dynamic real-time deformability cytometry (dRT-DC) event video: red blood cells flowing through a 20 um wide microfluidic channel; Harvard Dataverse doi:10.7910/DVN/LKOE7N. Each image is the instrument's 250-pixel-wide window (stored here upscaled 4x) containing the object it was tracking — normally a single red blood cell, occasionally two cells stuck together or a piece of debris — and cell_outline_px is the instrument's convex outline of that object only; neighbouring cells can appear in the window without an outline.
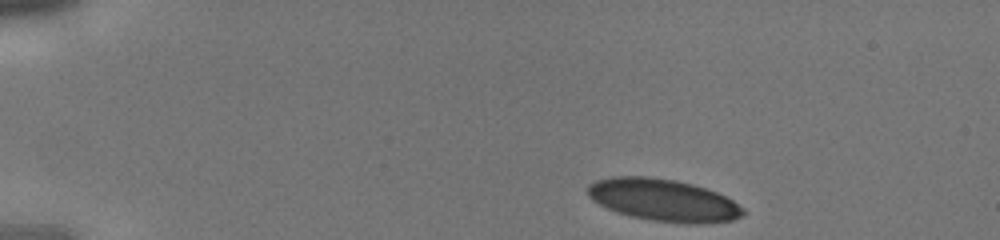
{"species": "human", "species_latin": "Homo sapiens", "temperature_condition": "cold", "stored_images_in_passage": 36, "camera_frame_rate_fps": 3000, "um_per_image_px": 0.085, "donor": {"sex": "male"}, "frame": {"image": 1, "passage_image": 1, "time_ms": 0.0, "image_size_px": [1000, 240], "cell_outline_px": [[744, 216], [732, 220], [688, 224], [652, 220], [632, 216], [616, 212], [592, 200], [588, 196], [588, 184], [596, 180], [612, 176], [648, 176], [676, 180], [692, 184], [716, 192], [732, 200], [744, 208]], "centroid_in_image_um": [56.37, 17.0], "position_along_channel_um": 28.6, "area_um2": 38.03}}
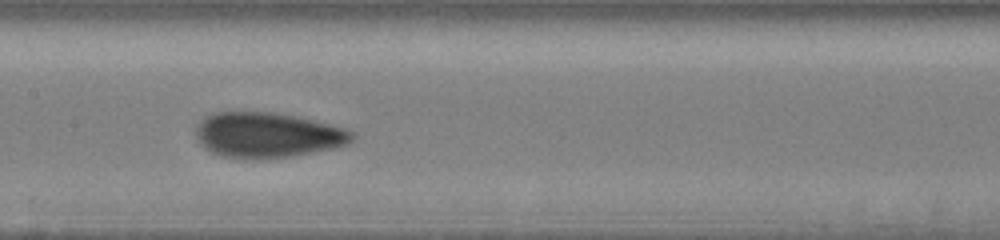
{"frame": {"image": 2, "passage_image": 16, "time_ms": 5.0, "image_size_px": [1000, 240], "cell_outline_px": [[356, 136], [348, 144], [336, 148], [292, 156], [252, 160], [224, 156], [212, 152], [204, 148], [200, 144], [196, 136], [196, 124], [200, 120], [212, 112], [272, 112], [312, 120], [344, 128], [356, 132]], "centroid_in_image_um": [22.73, 11.49], "position_along_channel_um": 184.7, "area_um2": 41.38}}
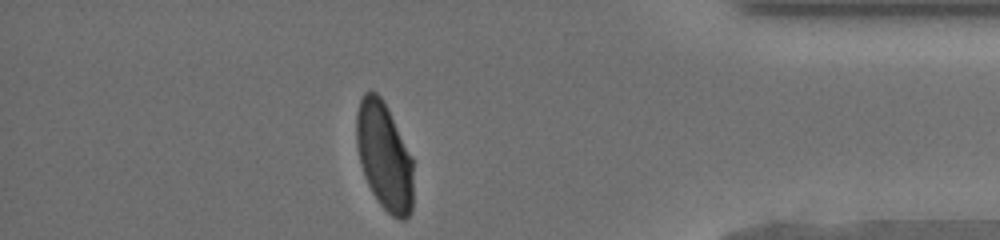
{"frame": {"image": 3, "passage_image": 31, "time_ms": 10.0, "image_size_px": [1000, 240], "cell_outline_px": [[412, 212], [404, 220], [400, 220], [392, 216], [380, 204], [372, 192], [364, 176], [360, 164], [356, 144], [356, 116], [360, 100], [364, 92], [376, 92], [380, 96], [412, 156]], "centroid_in_image_um": [32.65, 13.31], "position_along_channel_um": 402.6, "area_um2": 35.37}}